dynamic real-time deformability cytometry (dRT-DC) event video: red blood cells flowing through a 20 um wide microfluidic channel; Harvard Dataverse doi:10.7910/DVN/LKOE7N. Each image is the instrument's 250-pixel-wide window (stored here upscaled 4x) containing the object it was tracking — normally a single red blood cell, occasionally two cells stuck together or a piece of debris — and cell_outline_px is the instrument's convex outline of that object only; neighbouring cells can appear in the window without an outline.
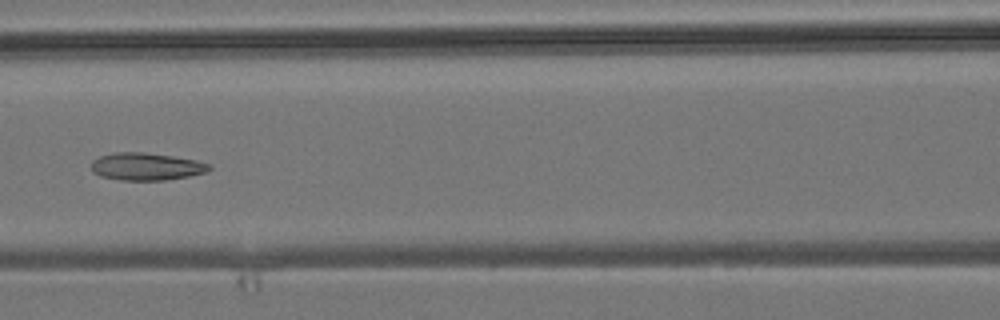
{"species": "common noctule bat (a hibernating species)", "species_latin": "Nyctalus noctula", "temperature_condition": "room temperature", "stored_images_in_passage": 8, "camera_frame_rate_fps": 3000, "um_per_image_px": 0.085, "animal": {"sex": "male", "body_mass_g": 19.2, "forearm_length_mm": 51.8}, "frame": {"image": 1, "passage_image": 7, "time_ms": 7.0, "image_size_px": [1000, 320], "cell_outline_px": [[212, 168], [204, 172], [188, 176], [164, 180], [120, 180], [100, 176], [92, 172], [92, 160], [100, 156], [112, 152], [144, 152], [172, 156], [196, 160], [212, 164]], "centroid_in_image_um": [12.41, 14.15], "position_along_channel_um": 154.2, "area_um2": 18.9}}
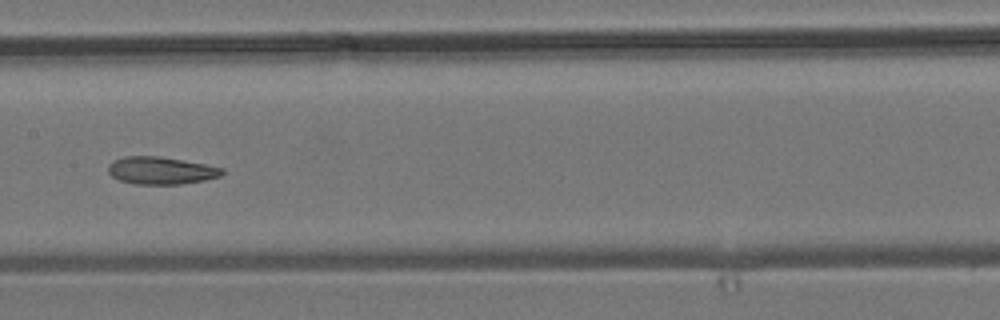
{"frame": {"image": 2, "passage_image": 8, "time_ms": 8.0, "image_size_px": [1000, 320], "cell_outline_px": [[224, 172], [220, 176], [204, 180], [180, 184], [136, 184], [120, 180], [112, 176], [108, 172], [108, 164], [124, 156], [160, 156], [184, 160], [224, 168]], "centroid_in_image_um": [13.69, 14.49], "position_along_channel_um": 193.7, "area_um2": 18.15}}